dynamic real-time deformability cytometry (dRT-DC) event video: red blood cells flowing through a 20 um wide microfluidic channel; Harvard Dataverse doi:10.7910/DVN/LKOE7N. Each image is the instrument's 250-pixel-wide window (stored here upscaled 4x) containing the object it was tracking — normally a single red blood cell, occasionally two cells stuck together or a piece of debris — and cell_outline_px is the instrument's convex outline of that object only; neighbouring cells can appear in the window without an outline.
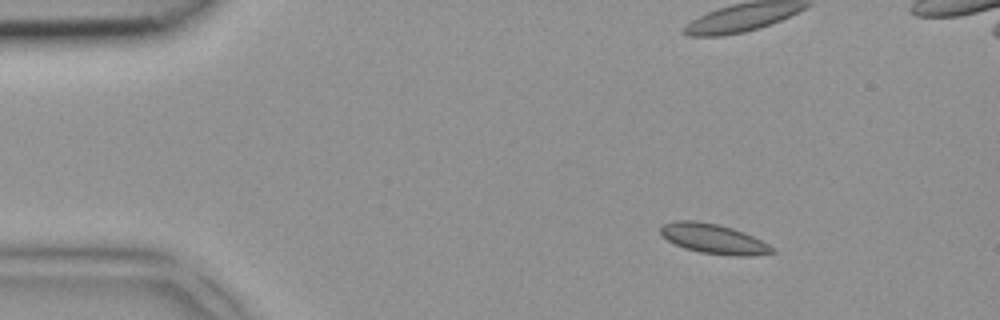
{"species": "common noctule bat (a hibernating species)", "species_latin": "Nyctalus noctula", "temperature_condition": "room temperature", "stored_images_in_passage": 4, "camera_frame_rate_fps": 3000, "um_per_image_px": 0.085, "animal": {"sex": "female", "body_mass_g": 18.4}, "frame": {"image": 1, "passage_image": 1, "time_ms": 0.0, "image_size_px": [1000, 320], "cell_outline_px": [[776, 252], [752, 256], [736, 256], [700, 252], [684, 248], [668, 240], [660, 232], [660, 228], [664, 224], [676, 220], [696, 220], [716, 224], [732, 228], [744, 232], [776, 248]], "centroid_in_image_um": [60.68, 20.3], "position_along_channel_um": 24.3, "area_um2": 19.25}}